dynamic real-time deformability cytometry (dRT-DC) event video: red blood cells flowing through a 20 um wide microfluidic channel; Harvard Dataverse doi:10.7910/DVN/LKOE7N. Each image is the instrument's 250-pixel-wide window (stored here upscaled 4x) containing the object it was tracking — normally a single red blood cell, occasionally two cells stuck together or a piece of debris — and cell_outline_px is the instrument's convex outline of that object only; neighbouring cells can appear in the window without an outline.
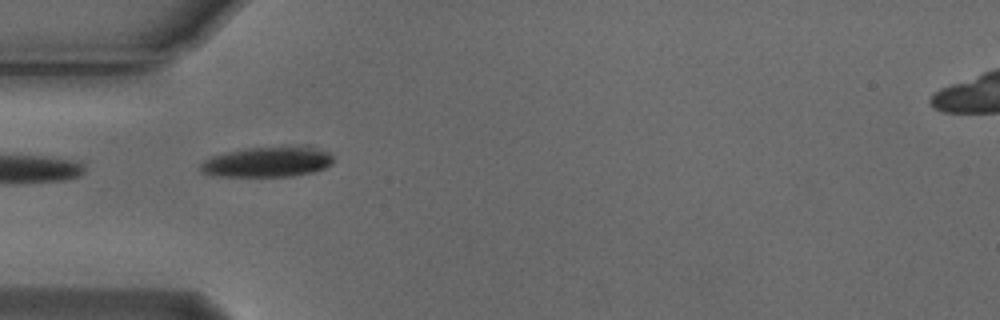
{"species": "Egyptian fruit bat (a non-hibernating species)", "species_latin": "Rousettus aegyptiacus", "temperature_condition": "cold", "stored_images_in_passage": 2, "camera_frame_rate_fps": 3000, "um_per_image_px": 0.085, "animal": {"sex": "male"}, "frame": {"image": 1, "passage_image": 1, "time_ms": 0.0, "image_size_px": [1000, 320], "cell_outline_px": [[332, 164], [324, 168], [312, 172], [292, 176], [212, 176], [200, 172], [200, 164], [204, 160], [212, 156], [228, 152], [248, 148], [308, 148], [328, 152], [332, 156]], "centroid_in_image_um": [22.65, 13.8], "position_along_channel_um": 62.4, "area_um2": 22.72}}
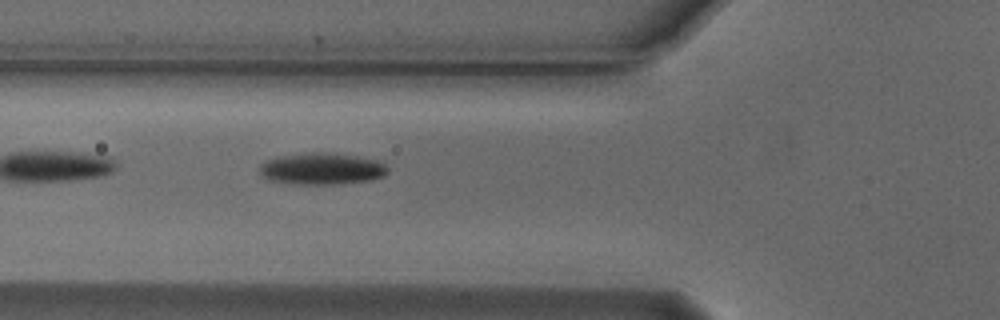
{"frame": {"image": 2, "passage_image": 2, "time_ms": 0.333, "image_size_px": [1000, 320], "cell_outline_px": [[388, 172], [384, 176], [372, 180], [332, 184], [300, 184], [268, 180], [260, 172], [260, 164], [268, 160], [280, 156], [312, 152], [324, 152], [356, 156], [376, 160], [384, 164], [388, 168]], "centroid_in_image_um": [27.37, 14.34], "position_along_channel_um": 98.4, "area_um2": 23.41}}